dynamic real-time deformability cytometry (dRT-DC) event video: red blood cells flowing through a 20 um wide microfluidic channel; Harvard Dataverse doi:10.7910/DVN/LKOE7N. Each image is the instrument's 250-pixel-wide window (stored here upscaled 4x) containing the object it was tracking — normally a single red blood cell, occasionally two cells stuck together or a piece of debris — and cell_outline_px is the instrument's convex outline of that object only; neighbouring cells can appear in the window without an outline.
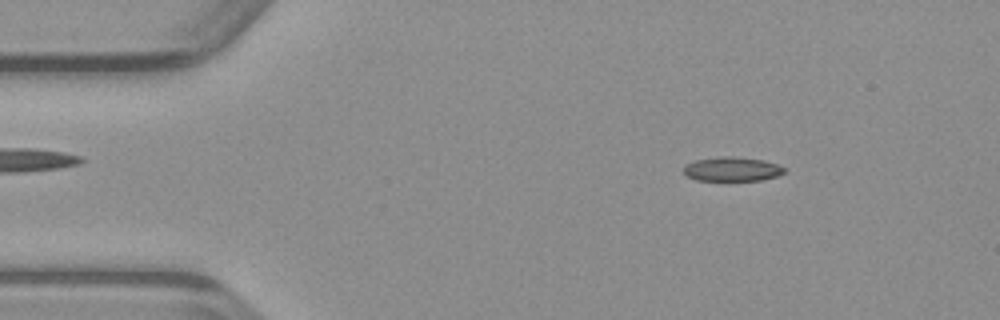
{"species": "common noctule bat (a hibernating species)", "species_latin": "Nyctalus noctula", "temperature_condition": "warm", "stored_images_in_passage": 48, "camera_frame_rate_fps": 3000, "um_per_image_px": 0.085, "animal": {"sex": "male", "body_mass_g": 23.1, "forearm_length_mm": 52.7}, "frame": {"image": 1, "passage_image": 6, "time_ms": 1.667, "image_size_px": [1000, 320], "cell_outline_px": [[788, 172], [776, 176], [760, 180], [696, 180], [688, 176], [684, 172], [684, 164], [696, 160], [720, 156], [732, 156], [764, 160], [776, 164], [784, 168]], "centroid_in_image_um": [62.23, 14.36], "position_along_channel_um": 22.8, "area_um2": 14.16}}
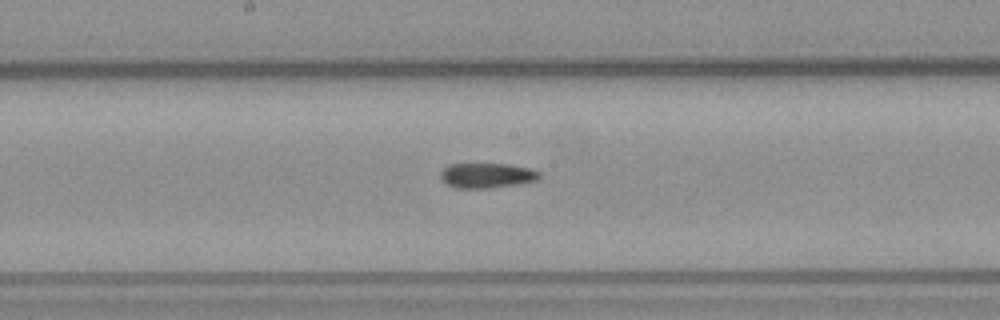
{"frame": {"image": 2, "passage_image": 24, "time_ms": 7.667, "image_size_px": [1000, 320], "cell_outline_px": [[540, 180], [516, 184], [488, 188], [456, 188], [448, 184], [440, 176], [440, 172], [448, 164], [508, 164], [528, 168], [540, 172]], "centroid_in_image_um": [41.39, 14.91], "position_along_channel_um": 206.8, "area_um2": 14.28}}
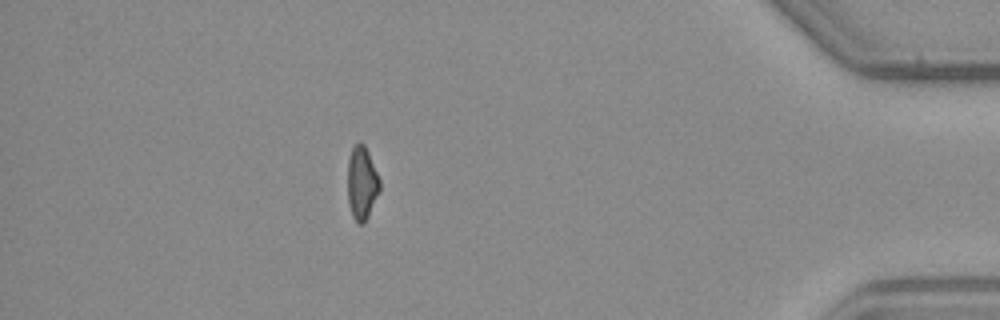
{"frame": {"image": 3, "passage_image": 42, "time_ms": 13.667, "image_size_px": [1000, 320], "cell_outline_px": [[380, 192], [364, 224], [360, 224], [352, 216], [348, 204], [348, 160], [352, 148], [360, 140], [364, 144], [368, 152], [380, 180]], "centroid_in_image_um": [30.76, 15.57], "position_along_channel_um": 404.4, "area_um2": 13.76}}